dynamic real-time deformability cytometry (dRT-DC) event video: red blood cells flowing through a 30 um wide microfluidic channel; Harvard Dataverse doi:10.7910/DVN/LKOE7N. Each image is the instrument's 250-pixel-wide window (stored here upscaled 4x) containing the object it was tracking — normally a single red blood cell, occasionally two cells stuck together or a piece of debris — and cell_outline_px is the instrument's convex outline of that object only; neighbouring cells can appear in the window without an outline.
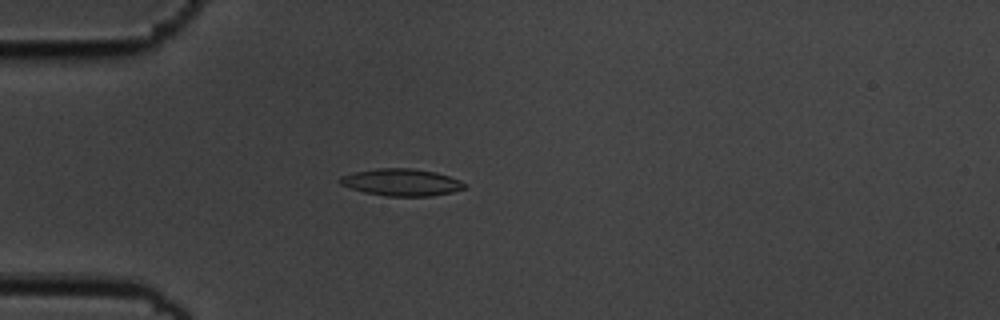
{"species": "common noctule bat (a hibernating species)", "species_latin": "Nyctalus noctula", "temperature_condition": "cold", "stored_images_in_passage": 49, "camera_frame_rate_fps": 3000, "um_per_image_px": 0.085, "animal": {"sex": "male", "body_mass_g": 19.5, "forearm_length_mm": 54.6}, "frame": {"image": 1, "passage_image": 10, "time_ms": 3.0, "image_size_px": [1000, 320], "cell_outline_px": [[468, 184], [464, 188], [452, 192], [428, 196], [388, 196], [364, 192], [340, 184], [336, 180], [340, 176], [352, 172], [376, 168], [412, 168], [436, 172], [460, 180]], "centroid_in_image_um": [34.09, 15.48], "position_along_channel_um": 50.9, "area_um2": 19.71}}
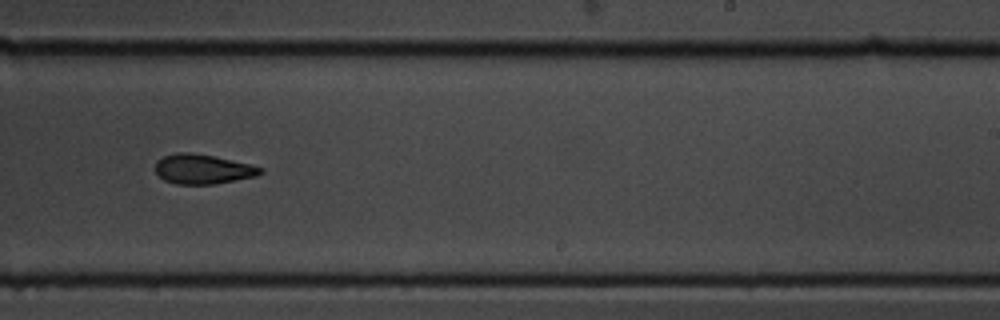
{"frame": {"image": 2, "passage_image": 29, "time_ms": 9.333, "image_size_px": [1000, 320], "cell_outline_px": [[264, 172], [256, 176], [216, 184], [176, 184], [164, 180], [156, 172], [156, 160], [164, 156], [176, 152], [192, 152], [212, 156], [248, 164], [264, 168]], "centroid_in_image_um": [17.23, 14.38], "position_along_channel_um": 271.8, "area_um2": 18.09}}
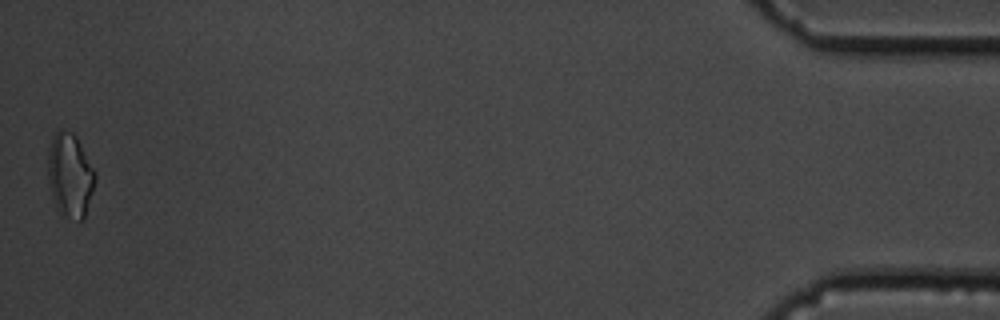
{"frame": {"image": 3, "passage_image": 49, "time_ms": 16.0, "image_size_px": [1000, 320], "cell_outline_px": [[96, 180], [84, 220], [80, 220], [60, 216], [52, 200], [48, 176], [48, 148], [52, 136], [60, 128], [64, 128], [72, 132], [76, 136], [96, 172]], "centroid_in_image_um": [5.94, 14.9], "position_along_channel_um": 429.3, "area_um2": 23.58}, "authors_computed_cell_mechanics": {"area_um2": 18.6694, "velocity_mm_per_s": 3.6853, "shape_relaxation_time_tau1_ms": null, "shape_relaxation_time_tau2_ms": 7.0533, "deformation_change_tau1": null, "deformation_change_tau2": 0.1578}}